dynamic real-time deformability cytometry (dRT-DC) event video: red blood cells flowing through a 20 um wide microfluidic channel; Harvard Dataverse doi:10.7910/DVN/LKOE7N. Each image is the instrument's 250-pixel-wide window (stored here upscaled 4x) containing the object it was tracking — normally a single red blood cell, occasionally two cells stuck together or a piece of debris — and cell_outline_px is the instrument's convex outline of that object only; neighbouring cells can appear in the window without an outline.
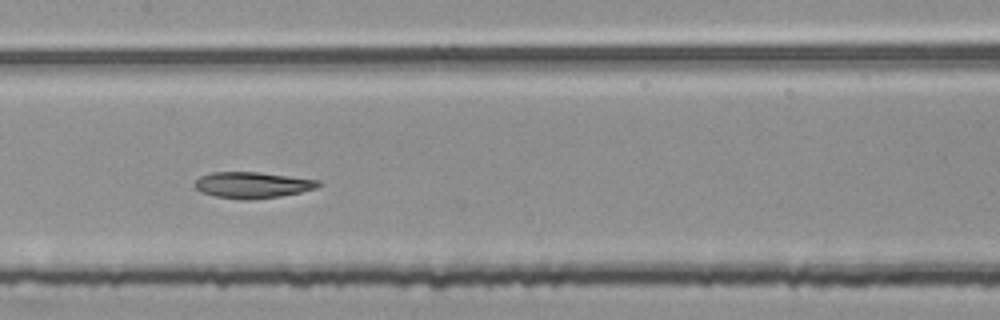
{"species": "common noctule bat (a hibernating species)", "species_latin": "Nyctalus noctula", "temperature_condition": "room temperature", "stored_images_in_passage": 46, "segment_of_instrument_passage": [2, 2], "camera_frame_rate_fps": 3000, "um_per_image_px": 0.085, "animal": {"sex": "female", "body_mass_g": 25.1}, "frame": {"image": 1, "passage_image": 21, "time_ms": 6.667, "image_size_px": [1000, 320], "cell_outline_px": [[320, 184], [316, 188], [300, 192], [280, 196], [248, 200], [240, 200], [216, 196], [200, 192], [196, 188], [196, 180], [200, 176], [212, 172], [260, 172], [320, 180]], "centroid_in_image_um": [21.45, 15.72], "position_along_channel_um": 185.9, "area_um2": 18.79}}
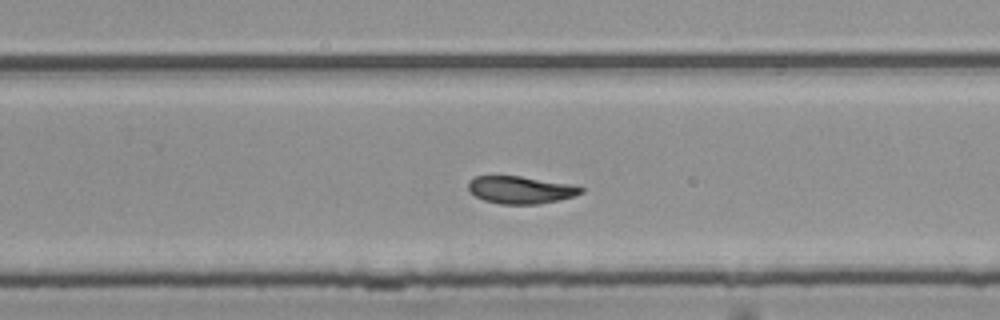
{"frame": {"image": 2, "passage_image": 29, "time_ms": 9.333, "image_size_px": [1000, 320], "cell_outline_px": [[584, 192], [576, 196], [560, 200], [536, 204], [500, 204], [484, 200], [476, 196], [468, 188], [468, 180], [476, 176], [520, 176], [576, 184], [584, 188]], "centroid_in_image_um": [44.32, 16.13], "position_along_channel_um": 285.5, "area_um2": 18.26}}
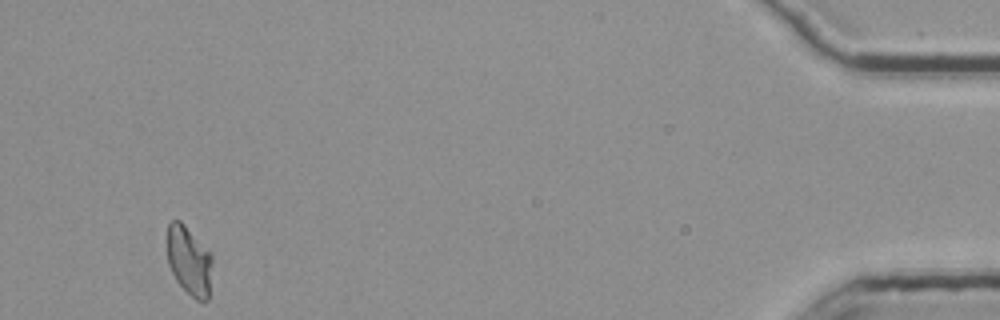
{"frame": {"image": 3, "passage_image": 46, "time_ms": 15.0, "image_size_px": [1000, 320], "cell_outline_px": [[212, 264], [208, 300], [204, 304], [196, 300], [176, 280], [168, 264], [168, 224], [172, 220], [180, 220], [184, 224], [212, 256]], "centroid_in_image_um": [16.08, 22.2], "position_along_channel_um": 419.1, "area_um2": 17.86}}